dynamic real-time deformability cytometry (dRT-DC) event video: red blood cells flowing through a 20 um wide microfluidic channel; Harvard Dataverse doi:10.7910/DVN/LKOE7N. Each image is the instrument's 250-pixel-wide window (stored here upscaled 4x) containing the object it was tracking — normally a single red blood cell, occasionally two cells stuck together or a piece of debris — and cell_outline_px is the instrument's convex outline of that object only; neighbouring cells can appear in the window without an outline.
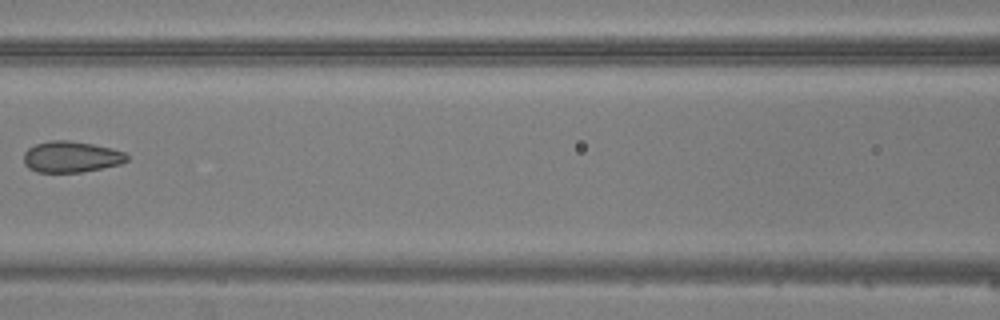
{"species": "common noctule bat (a hibernating species)", "species_latin": "Nyctalus noctula", "temperature_condition": "warm", "stored_images_in_passage": 6, "camera_frame_rate_fps": 3000, "um_per_image_px": 0.085, "animal": {"sex": "male", "body_mass_g": 20.5, "forearm_length_mm": 52.5}, "frame": {"image": 1, "passage_image": 6, "time_ms": 7.333, "image_size_px": [1000, 320], "cell_outline_px": [[128, 160], [120, 164], [80, 172], [36, 172], [28, 168], [24, 164], [24, 152], [28, 148], [36, 144], [52, 140], [68, 140], [92, 144], [112, 148], [124, 152], [128, 156]], "centroid_in_image_um": [6.03, 13.33], "position_along_channel_um": 160.6, "area_um2": 18.67}}